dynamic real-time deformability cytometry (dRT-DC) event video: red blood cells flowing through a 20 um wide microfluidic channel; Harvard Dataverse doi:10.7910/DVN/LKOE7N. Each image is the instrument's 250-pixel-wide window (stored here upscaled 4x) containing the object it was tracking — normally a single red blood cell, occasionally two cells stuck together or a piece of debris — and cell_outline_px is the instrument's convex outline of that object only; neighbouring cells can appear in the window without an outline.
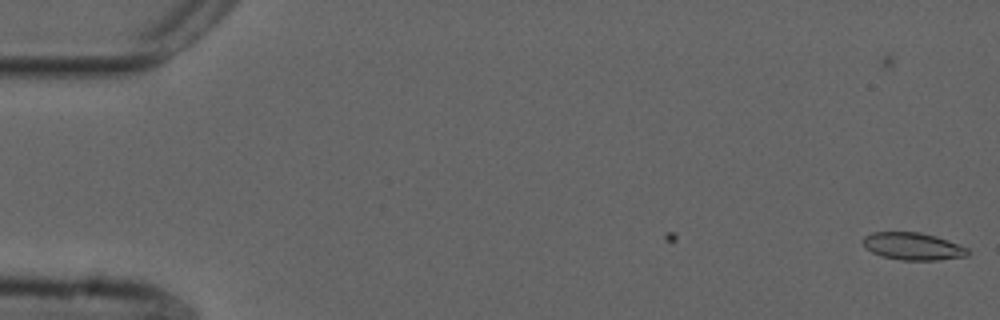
{"species": "common noctule bat (a hibernating species)", "species_latin": "Nyctalus noctula", "temperature_condition": "cold", "stored_images_in_passage": 48, "camera_frame_rate_fps": 3000, "um_per_image_px": 0.085, "animal": {"sex": "male", "forearm_length_mm": 52.5}, "frame": {"image": 1, "passage_image": 1, "time_ms": 0.0, "image_size_px": [1000, 320], "cell_outline_px": [[968, 256], [940, 260], [900, 260], [880, 256], [864, 248], [860, 240], [864, 236], [872, 232], [920, 232], [936, 236], [968, 248]], "centroid_in_image_um": [77.54, 20.94], "position_along_channel_um": 7.5, "area_um2": 16.94}}
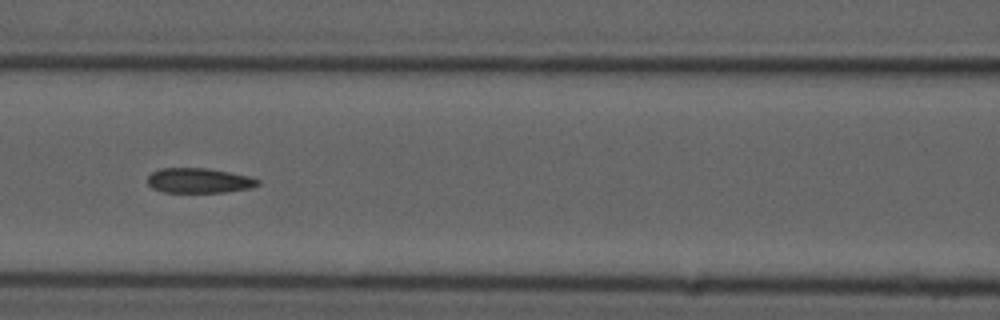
{"frame": {"image": 2, "passage_image": 24, "time_ms": 7.667, "image_size_px": [1000, 320], "cell_outline_px": [[260, 184], [252, 188], [224, 192], [164, 192], [152, 188], [148, 184], [148, 176], [152, 172], [160, 168], [208, 168], [248, 176], [260, 180]], "centroid_in_image_um": [16.91, 15.35], "position_along_channel_um": 149.7, "area_um2": 16.01}}
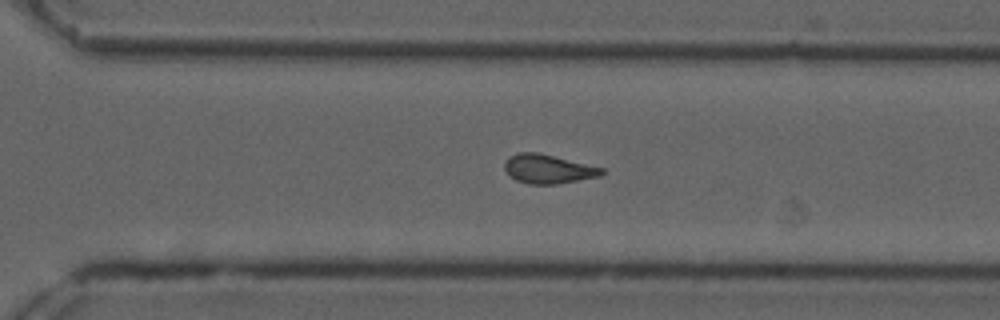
{"frame": {"image": 3, "passage_image": 38, "time_ms": 12.333, "image_size_px": [1000, 320], "cell_outline_px": [[604, 172], [600, 176], [556, 184], [528, 184], [516, 180], [508, 176], [504, 168], [504, 164], [508, 156], [516, 152], [536, 152], [604, 168]], "centroid_in_image_um": [46.53, 14.36], "position_along_channel_um": 324.1, "area_um2": 16.42}, "authors_computed_cell_mechanics": {"area_um2": 16.5886, "velocity_mm_per_s": 3.7488, "shape_relaxation_time_tau1_ms": null, "shape_relaxation_time_tau2_ms": 2.8739, "deformation_change_tau1": null, "deformation_change_tau2": 0.1062}}